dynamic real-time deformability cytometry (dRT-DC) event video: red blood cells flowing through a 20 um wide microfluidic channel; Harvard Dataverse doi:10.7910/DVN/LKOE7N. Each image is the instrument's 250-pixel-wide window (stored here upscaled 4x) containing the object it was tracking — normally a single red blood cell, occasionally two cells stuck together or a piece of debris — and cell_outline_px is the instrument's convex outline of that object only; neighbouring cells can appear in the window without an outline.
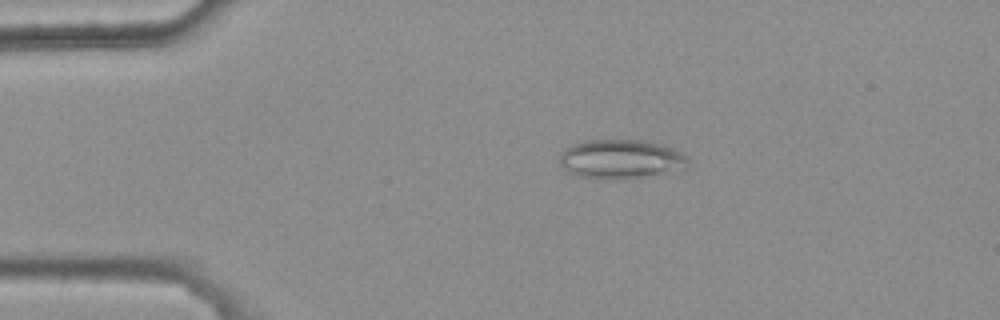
{"species": "common noctule bat (a hibernating species)", "species_latin": "Nyctalus noctula", "temperature_condition": "warm", "stored_images_in_passage": 6, "camera_frame_rate_fps": 3000, "um_per_image_px": 0.085, "animal": {"sex": "female", "body_mass_g": 25.1}, "frame": {"image": 1, "passage_image": 3, "time_ms": 0.667, "image_size_px": [1000, 320], "cell_outline_px": [[688, 168], [632, 180], [608, 180], [580, 176], [568, 172], [560, 164], [560, 152], [564, 148], [572, 144], [588, 140], [640, 140], [660, 144], [672, 148], [688, 156]], "centroid_in_image_um": [52.79, 13.55], "position_along_channel_um": 32.2, "area_um2": 29.88}}